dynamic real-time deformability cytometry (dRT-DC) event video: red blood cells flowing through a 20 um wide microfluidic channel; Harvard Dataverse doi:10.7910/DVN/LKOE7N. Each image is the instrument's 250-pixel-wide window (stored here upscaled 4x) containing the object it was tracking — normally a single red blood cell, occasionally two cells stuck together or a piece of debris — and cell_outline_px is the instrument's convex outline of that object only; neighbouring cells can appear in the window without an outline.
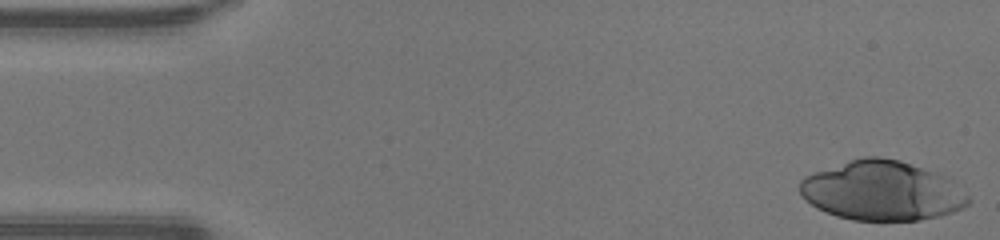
{"species": "human", "species_latin": "Homo sapiens", "temperature_condition": "warm", "stored_images_in_passage": 47, "camera_frame_rate_fps": 3000, "um_per_image_px": 0.085, "donor": {"sex": "male"}, "frame": {"image": 1, "passage_image": 1, "time_ms": 0.0, "image_size_px": [1000, 240], "cell_outline_px": [[972, 200], [968, 204], [952, 212], [940, 216], [920, 220], [852, 220], [836, 216], [816, 208], [804, 200], [800, 192], [800, 180], [804, 176], [864, 156], [880, 156], [900, 160], [944, 176], [952, 180]], "centroid_in_image_um": [74.96, 16.23], "position_along_channel_um": 10.0, "area_um2": 58.09}}